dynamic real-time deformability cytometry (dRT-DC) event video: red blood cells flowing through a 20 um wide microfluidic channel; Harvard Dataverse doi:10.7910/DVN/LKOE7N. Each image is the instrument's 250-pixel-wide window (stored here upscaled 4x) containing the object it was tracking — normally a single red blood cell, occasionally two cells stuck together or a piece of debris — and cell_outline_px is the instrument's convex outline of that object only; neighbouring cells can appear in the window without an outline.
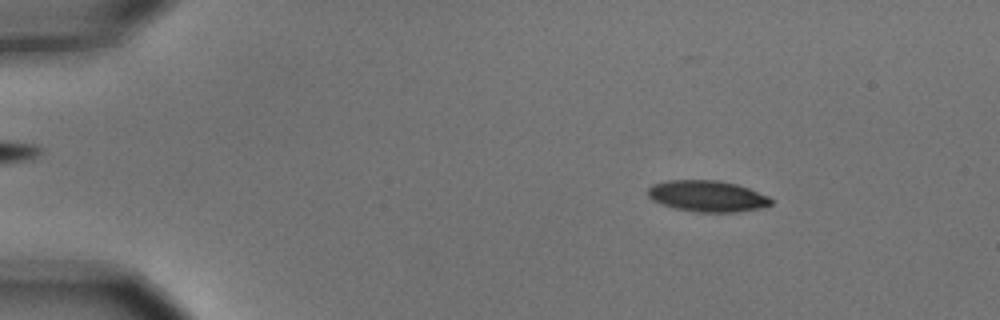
{"species": "common noctule bat (a hibernating species)", "species_latin": "Nyctalus noctula", "temperature_condition": "cold", "stored_images_in_passage": 4, "camera_frame_rate_fps": 3000, "um_per_image_px": 0.085, "animal": {"sex": "male", "body_mass_g": 15.6}, "frame": {"image": 1, "passage_image": 2, "time_ms": 0.333, "image_size_px": [1000, 320], "cell_outline_px": [[772, 204], [760, 208], [736, 212], [700, 212], [676, 208], [660, 204], [652, 200], [648, 196], [648, 188], [652, 184], [668, 180], [720, 180], [736, 184], [748, 188], [768, 196], [772, 200]], "centroid_in_image_um": [60.1, 16.66], "position_along_channel_um": 24.9, "area_um2": 22.37}}